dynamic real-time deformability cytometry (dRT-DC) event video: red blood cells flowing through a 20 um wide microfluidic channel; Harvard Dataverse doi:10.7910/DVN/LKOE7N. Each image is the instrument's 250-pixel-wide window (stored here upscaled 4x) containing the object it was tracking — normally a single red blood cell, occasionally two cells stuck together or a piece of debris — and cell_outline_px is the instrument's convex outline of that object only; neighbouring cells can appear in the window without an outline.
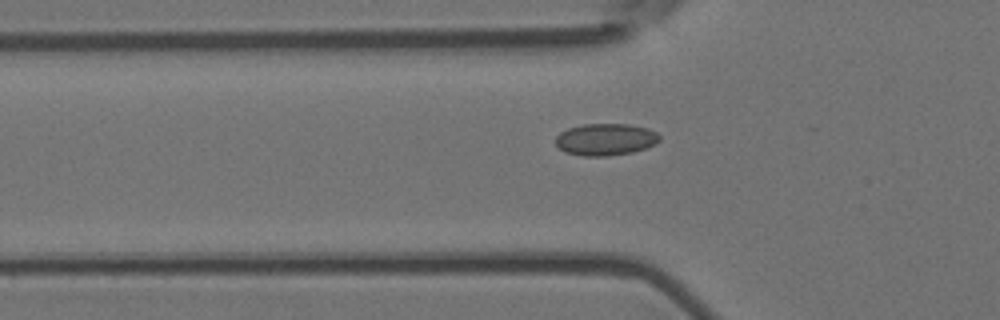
{"species": "Egyptian fruit bat (a non-hibernating species)", "species_latin": "Rousettus aegyptiacus", "temperature_condition": "room temperature", "stored_images_in_passage": 42, "camera_frame_rate_fps": 3000, "um_per_image_px": 0.085, "animal": {"sex": "female"}, "frame": {"image": 1, "passage_image": 19, "time_ms": 6.0, "image_size_px": [1000, 320], "cell_outline_px": [[660, 140], [656, 144], [632, 152], [608, 156], [584, 156], [564, 152], [556, 144], [556, 136], [560, 132], [568, 128], [584, 124], [628, 124], [648, 128], [656, 132], [660, 136]], "centroid_in_image_um": [51.47, 11.85], "position_along_channel_um": 74.3, "area_um2": 19.36}}
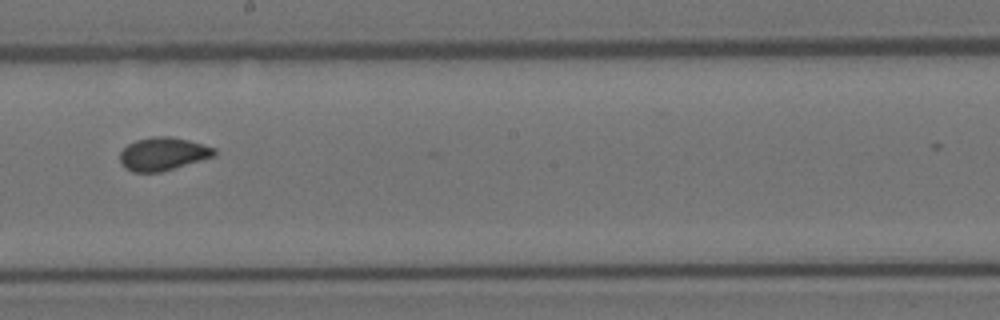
{"frame": {"image": 2, "passage_image": 32, "time_ms": 10.333, "image_size_px": [1000, 320], "cell_outline_px": [[216, 156], [160, 172], [132, 172], [124, 168], [120, 164], [120, 152], [128, 144], [136, 140], [152, 136], [172, 136], [188, 140], [216, 148]], "centroid_in_image_um": [13.84, 13.08], "position_along_channel_um": 234.4, "area_um2": 18.32}}
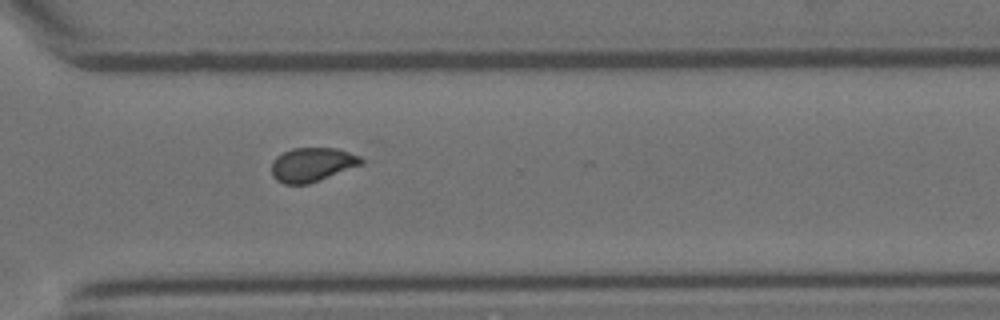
{"frame": {"image": 3, "passage_image": 41, "time_ms": 13.333, "image_size_px": [1000, 320], "cell_outline_px": [[364, 164], [320, 180], [308, 184], [284, 184], [276, 180], [272, 176], [272, 160], [276, 156], [292, 148], [336, 148], [360, 156], [364, 160]], "centroid_in_image_um": [26.54, 13.99], "position_along_channel_um": 344.1, "area_um2": 17.92}}